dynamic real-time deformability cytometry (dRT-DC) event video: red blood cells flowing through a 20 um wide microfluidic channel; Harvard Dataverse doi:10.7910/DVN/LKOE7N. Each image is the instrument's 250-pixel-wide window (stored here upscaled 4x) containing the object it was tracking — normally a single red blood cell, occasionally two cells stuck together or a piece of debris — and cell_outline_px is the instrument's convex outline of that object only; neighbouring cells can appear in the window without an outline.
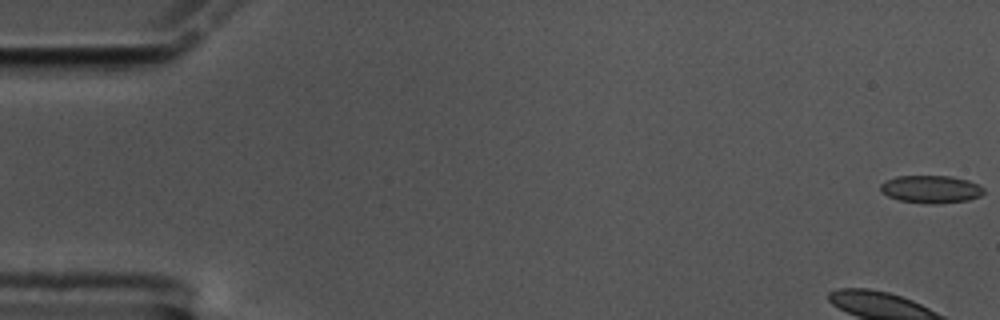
{"species": "common noctule bat (a hibernating species)", "species_latin": "Nyctalus noctula", "temperature_condition": "cold", "stored_images_in_passage": 13, "camera_frame_rate_fps": 3000, "um_per_image_px": 0.085, "animal": {"sex": "male", "body_mass_g": 17.5, "forearm_length_mm": 52.3}, "frame": {"image": 1, "passage_image": 1, "time_ms": 0.0, "image_size_px": [1000, 320], "cell_outline_px": [[984, 192], [980, 196], [968, 200], [936, 204], [924, 204], [900, 200], [888, 196], [880, 192], [880, 184], [896, 176], [948, 176], [968, 180], [980, 184], [984, 188]], "centroid_in_image_um": [79.14, 16.09], "position_along_channel_um": 5.9, "area_um2": 16.76}}